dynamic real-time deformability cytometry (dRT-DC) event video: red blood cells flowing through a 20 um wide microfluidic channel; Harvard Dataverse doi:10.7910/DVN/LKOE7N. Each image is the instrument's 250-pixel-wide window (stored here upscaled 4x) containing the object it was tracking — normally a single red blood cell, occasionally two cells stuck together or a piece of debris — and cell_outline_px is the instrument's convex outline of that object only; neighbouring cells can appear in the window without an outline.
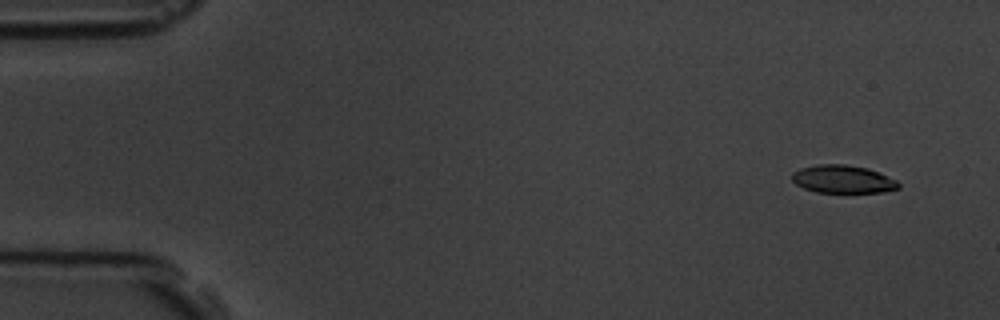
{"species": "common noctule bat (a hibernating species)", "species_latin": "Nyctalus noctula", "temperature_condition": "room temperature", "stored_images_in_passage": 4, "camera_frame_rate_fps": 3000, "um_per_image_px": 0.085, "animal": {"sex": "male", "body_mass_g": 19.5, "forearm_length_mm": 54.6}, "frame": {"image": 1, "passage_image": 1, "time_ms": 0.0, "image_size_px": [1000, 320], "cell_outline_px": [[900, 188], [884, 192], [816, 192], [804, 188], [796, 184], [792, 180], [792, 172], [800, 168], [816, 164], [844, 164], [868, 168], [896, 180], [900, 184]], "centroid_in_image_um": [71.63, 15.22], "position_along_channel_um": 13.4, "area_um2": 17.34}}
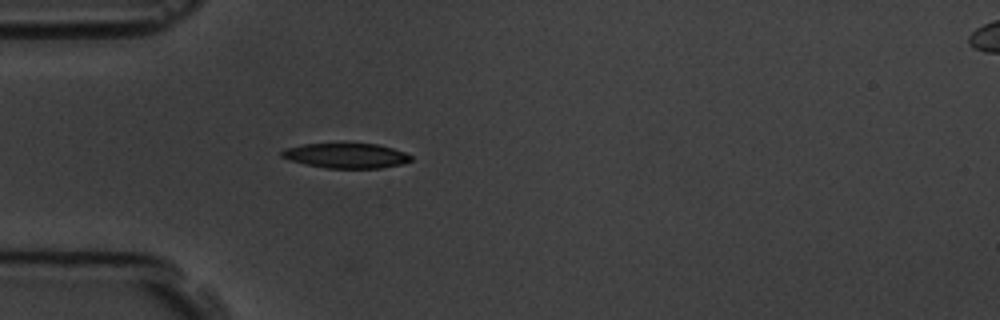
{"frame": {"image": 2, "passage_image": 4, "time_ms": 4.333, "image_size_px": [1000, 320], "cell_outline_px": [[412, 160], [404, 164], [380, 168], [328, 168], [308, 164], [292, 160], [280, 156], [280, 152], [284, 148], [304, 144], [344, 140], [376, 144], [392, 148], [404, 152], [412, 156]], "centroid_in_image_um": [29.43, 13.17], "position_along_channel_um": 55.6, "area_um2": 19.59}}